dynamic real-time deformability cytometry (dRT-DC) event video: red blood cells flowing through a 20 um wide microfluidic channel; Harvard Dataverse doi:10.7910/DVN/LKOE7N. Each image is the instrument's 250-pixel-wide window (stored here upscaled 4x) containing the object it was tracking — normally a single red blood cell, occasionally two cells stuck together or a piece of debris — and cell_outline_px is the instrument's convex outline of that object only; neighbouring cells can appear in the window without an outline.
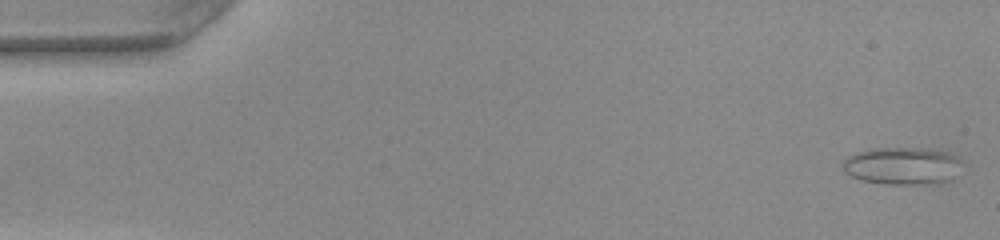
{"species": "common noctule bat (a hibernating species)", "species_latin": "Nyctalus noctula", "temperature_condition": "warm", "stored_images_in_passage": 51, "camera_frame_rate_fps": 3000, "um_per_image_px": 0.085, "animal": {"sex": "female", "body_mass_g": 22.0, "forearm_length_mm": 56.7}, "frame": {"image": 1, "passage_image": 2, "time_ms": 0.333, "image_size_px": [1000, 240], "cell_outline_px": [[960, 160], [952, 180], [940, 184], [884, 184], [860, 180], [844, 172], [840, 168], [840, 164], [848, 156], [856, 152], [868, 148], [928, 148], [948, 152], [956, 156]], "centroid_in_image_um": [76.63, 14.1], "position_along_channel_um": 8.4, "area_um2": 26.41}}
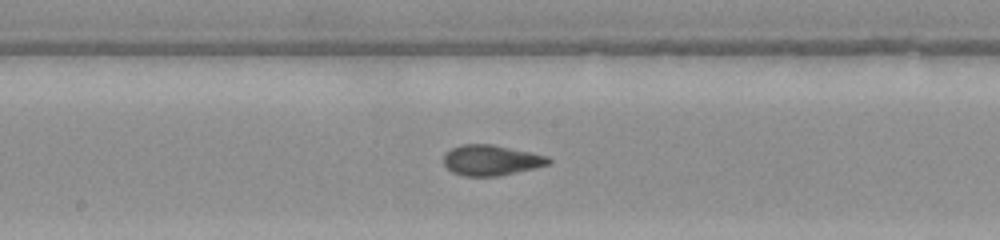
{"frame": {"image": 2, "passage_image": 27, "time_ms": 8.667, "image_size_px": [1000, 240], "cell_outline_px": [[552, 160], [548, 164], [500, 176], [464, 176], [452, 172], [444, 164], [444, 152], [452, 148], [464, 144], [492, 144], [548, 156]], "centroid_in_image_um": [41.72, 13.61], "position_along_channel_um": 206.5, "area_um2": 18.5}}
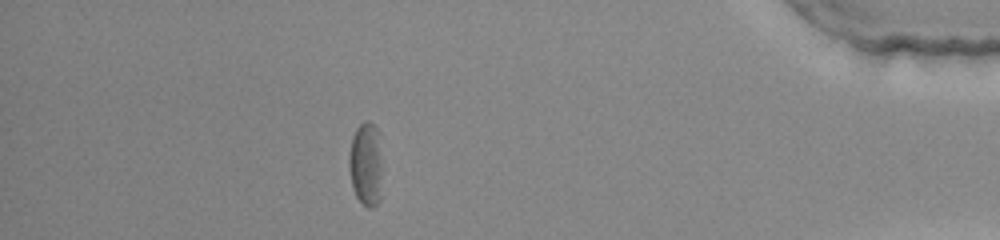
{"frame": {"image": 3, "passage_image": 45, "time_ms": 14.667, "image_size_px": [1000, 240], "cell_outline_px": [[380, 200], [372, 208], [368, 208], [356, 196], [352, 188], [348, 168], [348, 156], [352, 136], [356, 128], [364, 120], [368, 120], [380, 132]], "centroid_in_image_um": [31.07, 13.91], "position_along_channel_um": 404.1, "area_um2": 16.42}, "authors_computed_cell_mechanics": {"area_um2": 18.6116, "velocity_mm_per_s": 4.0489, "shape_relaxation_time_tau1_ms": 6.3549, "shape_relaxation_time_tau2_ms": 1.7841, "deformation_change_tau1": 0.1943, "deformation_change_tau2": 0.0904}}